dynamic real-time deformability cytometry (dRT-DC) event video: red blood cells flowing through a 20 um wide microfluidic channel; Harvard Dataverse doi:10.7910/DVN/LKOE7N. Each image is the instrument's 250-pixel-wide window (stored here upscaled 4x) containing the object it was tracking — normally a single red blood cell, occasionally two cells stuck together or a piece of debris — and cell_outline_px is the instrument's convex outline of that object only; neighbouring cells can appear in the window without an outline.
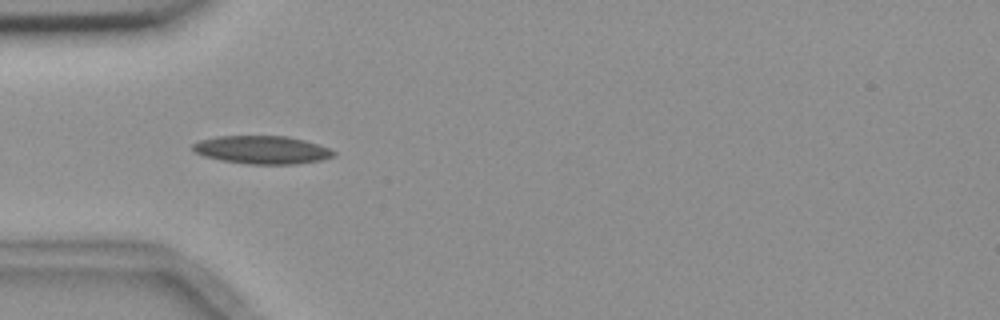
{"species": "common noctule bat (a hibernating species)", "species_latin": "Nyctalus noctula", "temperature_condition": "room temperature", "stored_images_in_passage": 8, "camera_frame_rate_fps": 3000, "um_per_image_px": 0.085, "animal": {"sex": "female", "body_mass_g": 18.4}, "frame": {"image": 1, "passage_image": 3, "time_ms": 5.333, "image_size_px": [1000, 320], "cell_outline_px": [[336, 156], [320, 160], [296, 164], [248, 164], [220, 160], [204, 156], [196, 152], [192, 148], [192, 144], [200, 140], [216, 136], [288, 136], [304, 140], [332, 148], [336, 152]], "centroid_in_image_um": [22.31, 12.73], "position_along_channel_um": 62.7, "area_um2": 23.18}}
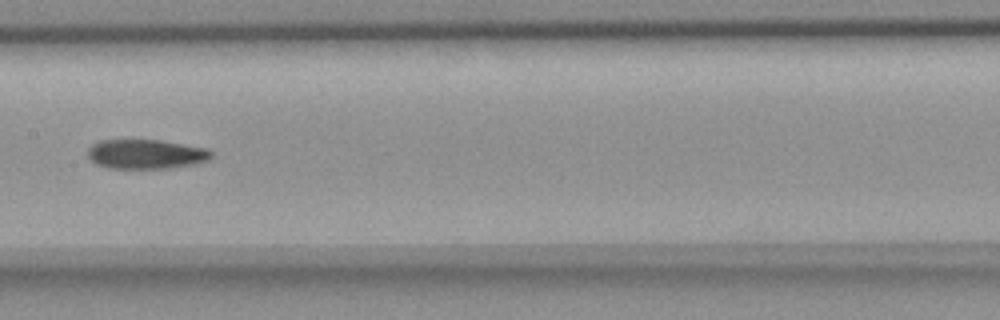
{"frame": {"image": 2, "passage_image": 6, "time_ms": 9.0, "image_size_px": [1000, 320], "cell_outline_px": [[212, 156], [208, 160], [192, 164], [164, 168], [108, 168], [96, 164], [88, 156], [88, 148], [92, 144], [100, 140], [160, 140], [208, 148], [212, 152]], "centroid_in_image_um": [12.39, 13.09], "position_along_channel_um": 195.0, "area_um2": 21.1}}
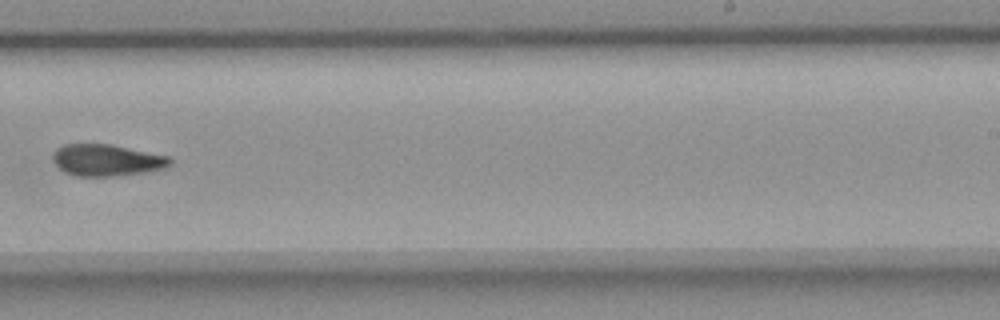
{"frame": {"image": 3, "passage_image": 8, "time_ms": 11.333, "image_size_px": [1000, 320], "cell_outline_px": [[172, 164], [168, 168], [148, 172], [112, 176], [76, 176], [64, 172], [56, 164], [52, 156], [56, 148], [64, 144], [112, 144], [168, 156], [172, 160]], "centroid_in_image_um": [9.11, 13.61], "position_along_channel_um": 279.9, "area_um2": 21.79}}